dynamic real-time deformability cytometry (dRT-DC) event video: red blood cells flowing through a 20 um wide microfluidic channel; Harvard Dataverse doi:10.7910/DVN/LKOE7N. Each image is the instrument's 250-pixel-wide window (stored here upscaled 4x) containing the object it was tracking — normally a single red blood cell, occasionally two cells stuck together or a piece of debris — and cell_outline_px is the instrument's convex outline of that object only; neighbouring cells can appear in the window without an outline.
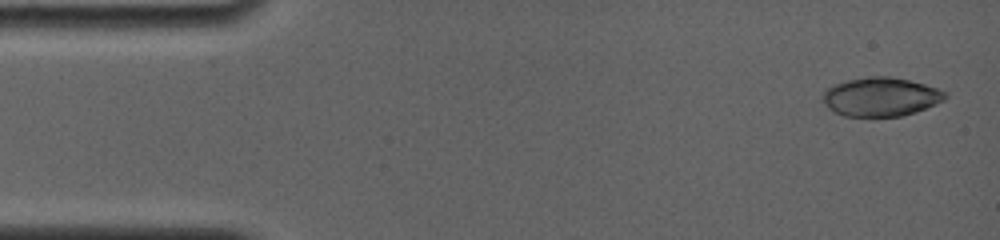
{"species": "common noctule bat (a hibernating species)", "species_latin": "Nyctalus noctula", "temperature_condition": "room temperature", "stored_images_in_passage": 5, "camera_frame_rate_fps": 4000, "um_per_image_px": 0.085, "animal": {"sex": "female", "body_mass_g": 19.0, "forearm_length_mm": 56.7}, "frame": {"image": 1, "passage_image": 1, "time_ms": 0.0, "image_size_px": [1000, 240], "cell_outline_px": [[948, 96], [944, 100], [924, 108], [900, 116], [844, 116], [836, 112], [824, 100], [824, 88], [848, 80], [868, 76], [888, 76], [908, 80], [924, 84], [948, 92]], "centroid_in_image_um": [74.89, 8.21], "position_along_channel_um": 10.1, "area_um2": 27.17}}
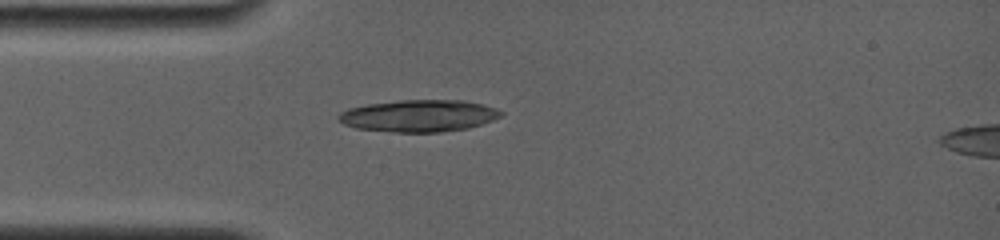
{"frame": {"image": 2, "passage_image": 5, "time_ms": 3.75, "image_size_px": [1000, 240], "cell_outline_px": [[504, 112], [500, 116], [492, 120], [468, 128], [440, 132], [392, 132], [356, 128], [344, 124], [340, 120], [340, 112], [348, 108], [368, 104], [400, 100], [460, 100], [480, 104], [496, 108]], "centroid_in_image_um": [35.6, 9.84], "position_along_channel_um": 49.4, "area_um2": 30.0}}